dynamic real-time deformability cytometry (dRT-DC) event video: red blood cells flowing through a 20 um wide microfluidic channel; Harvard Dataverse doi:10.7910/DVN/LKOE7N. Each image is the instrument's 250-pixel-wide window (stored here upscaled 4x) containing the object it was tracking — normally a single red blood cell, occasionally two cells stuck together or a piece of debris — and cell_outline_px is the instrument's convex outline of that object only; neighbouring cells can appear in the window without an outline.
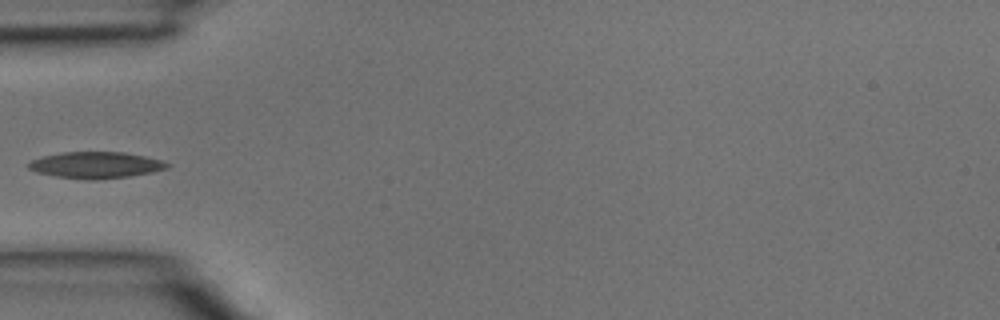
{"species": "common noctule bat (a hibernating species)", "species_latin": "Nyctalus noctula", "temperature_condition": "room temperature", "stored_images_in_passage": 6, "camera_frame_rate_fps": 3000, "um_per_image_px": 0.085, "animal": {"sex": "male", "body_mass_g": 15.6}, "frame": {"image": 1, "passage_image": 6, "time_ms": 1.667, "image_size_px": [1000, 320], "cell_outline_px": [[172, 164], [168, 168], [152, 172], [128, 176], [92, 180], [88, 180], [56, 176], [36, 172], [28, 168], [28, 164], [32, 160], [40, 156], [60, 152], [124, 152], [144, 156], [160, 160]], "centroid_in_image_um": [8.13, 14.02], "position_along_channel_um": 76.9, "area_um2": 21.33}}